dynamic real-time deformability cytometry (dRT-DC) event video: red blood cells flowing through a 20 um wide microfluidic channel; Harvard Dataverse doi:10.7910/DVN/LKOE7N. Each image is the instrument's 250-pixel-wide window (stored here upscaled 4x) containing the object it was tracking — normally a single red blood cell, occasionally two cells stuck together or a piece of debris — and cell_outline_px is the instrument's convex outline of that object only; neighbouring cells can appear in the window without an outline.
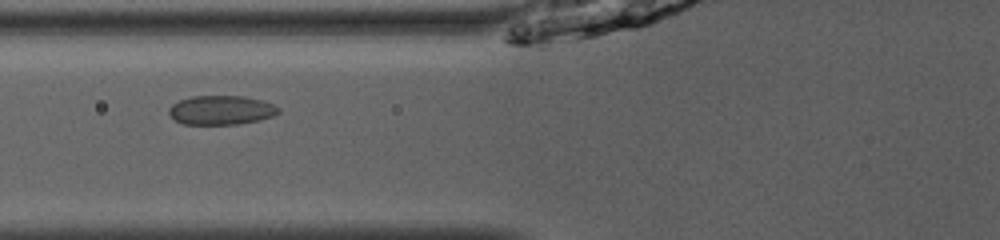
{"species": "common noctule bat (a hibernating species)", "species_latin": "Nyctalus noctula", "temperature_condition": "room temperature", "stored_images_in_passage": 9, "camera_frame_rate_fps": 3000, "um_per_image_px": 0.085, "animal": {"sex": "male", "body_mass_g": 13.0, "forearm_length_mm": 53.1}, "frame": {"image": 1, "passage_image": 4, "time_ms": 1.0, "image_size_px": [1000, 240], "cell_outline_px": [[280, 112], [272, 116], [260, 120], [236, 124], [184, 124], [176, 120], [168, 112], [168, 108], [172, 104], [180, 100], [192, 96], [244, 96], [260, 100], [272, 104], [280, 108]], "centroid_in_image_um": [18.8, 9.36], "position_along_channel_um": 107.0, "area_um2": 18.5}}